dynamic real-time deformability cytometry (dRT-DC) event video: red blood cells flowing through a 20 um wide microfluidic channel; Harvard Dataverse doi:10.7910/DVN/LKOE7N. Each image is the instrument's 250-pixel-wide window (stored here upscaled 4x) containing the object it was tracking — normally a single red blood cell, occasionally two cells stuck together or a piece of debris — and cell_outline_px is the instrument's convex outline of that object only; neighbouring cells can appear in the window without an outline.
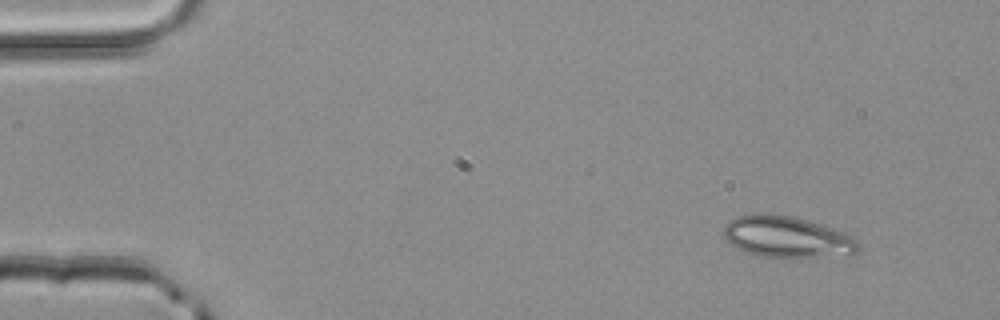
{"species": "common noctule bat (a hibernating species)", "species_latin": "Nyctalus noctula", "temperature_condition": "room temperature", "stored_images_in_passage": 3, "camera_frame_rate_fps": 3000, "um_per_image_px": 0.085, "animal": {"sex": "male", "body_mass_g": 20.4}, "frame": {"image": 1, "passage_image": 1, "time_ms": 0.0, "image_size_px": [1000, 320], "cell_outline_px": [[860, 248], [856, 252], [812, 256], [760, 256], [744, 252], [736, 248], [724, 236], [724, 228], [728, 220], [736, 216], [760, 212], [792, 216], [832, 228], [844, 232], [856, 240], [860, 244]], "centroid_in_image_um": [66.8, 20.1], "position_along_channel_um": 18.2, "area_um2": 31.73}}